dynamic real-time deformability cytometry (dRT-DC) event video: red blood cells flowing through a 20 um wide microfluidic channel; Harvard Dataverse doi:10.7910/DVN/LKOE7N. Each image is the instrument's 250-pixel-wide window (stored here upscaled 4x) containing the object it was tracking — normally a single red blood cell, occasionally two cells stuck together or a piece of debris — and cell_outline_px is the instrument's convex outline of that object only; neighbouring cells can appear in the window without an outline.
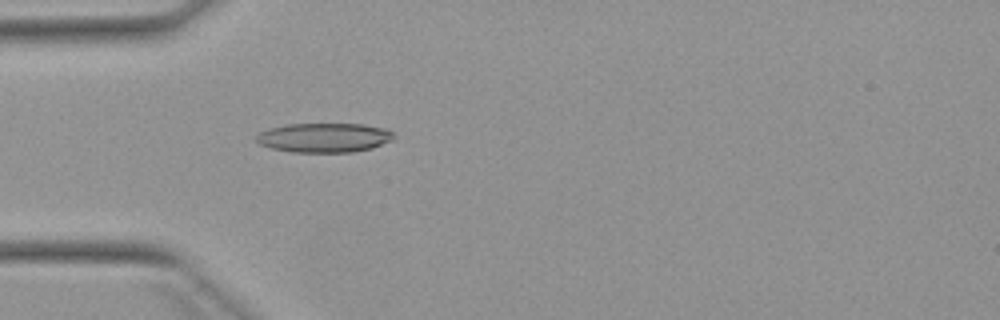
{"species": "Egyptian fruit bat (a non-hibernating species)", "species_latin": "Rousettus aegyptiacus", "temperature_condition": "warm", "stored_images_in_passage": 5, "camera_frame_rate_fps": 3000, "um_per_image_px": 0.085, "animal": {"sex": "female"}, "frame": {"image": 1, "passage_image": 5, "time_ms": 4.667, "image_size_px": [1000, 320], "cell_outline_px": [[392, 140], [372, 148], [352, 152], [292, 152], [272, 148], [260, 144], [256, 140], [256, 136], [260, 132], [268, 128], [288, 124], [364, 124], [388, 128], [392, 132]], "centroid_in_image_um": [27.56, 11.69], "position_along_channel_um": 57.4, "area_um2": 23.52}}